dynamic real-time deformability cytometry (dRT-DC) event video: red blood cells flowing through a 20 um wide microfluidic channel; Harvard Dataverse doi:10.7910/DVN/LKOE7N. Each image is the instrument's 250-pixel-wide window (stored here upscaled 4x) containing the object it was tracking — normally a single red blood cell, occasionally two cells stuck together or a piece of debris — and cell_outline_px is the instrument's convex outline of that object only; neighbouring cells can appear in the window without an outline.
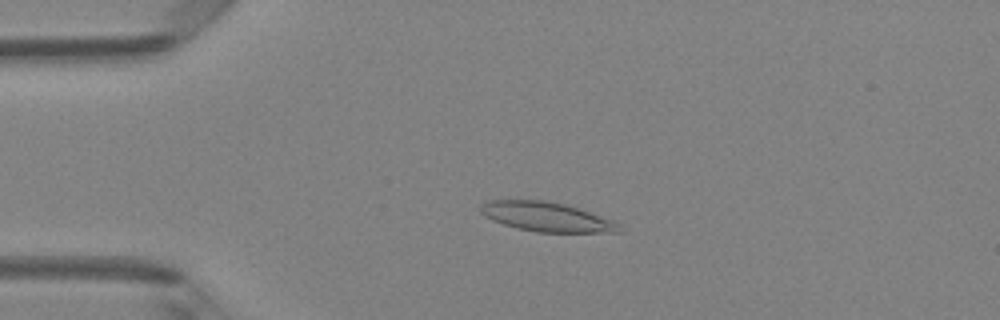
{"species": "Egyptian fruit bat (a non-hibernating species)", "species_latin": "Rousettus aegyptiacus", "temperature_condition": "room temperature", "stored_images_in_passage": 48, "camera_frame_rate_fps": 3000, "um_per_image_px": 0.085, "animal": {"sex": "female"}, "frame": {"image": 1, "passage_image": 11, "time_ms": 3.333, "image_size_px": [1000, 320], "cell_outline_px": [[624, 232], [536, 232], [516, 228], [492, 220], [484, 216], [480, 212], [480, 204], [488, 200], [548, 200], [564, 204], [612, 220], [620, 224]], "centroid_in_image_um": [46.43, 18.43], "position_along_channel_um": 38.6, "area_um2": 23.7}}
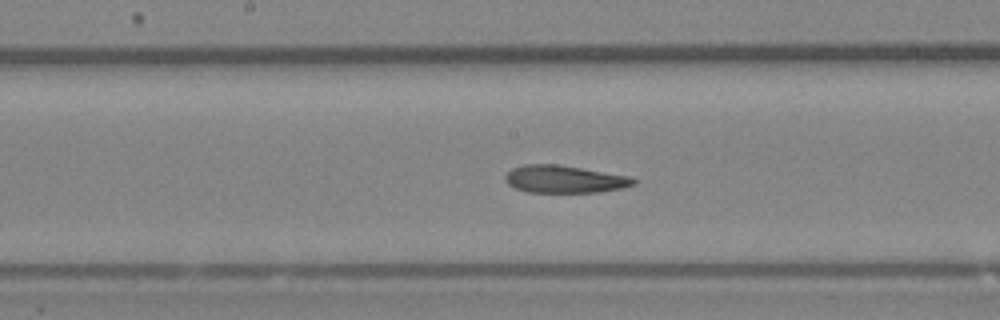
{"frame": {"image": 2, "passage_image": 25, "time_ms": 8.0, "image_size_px": [1000, 320], "cell_outline_px": [[636, 184], [620, 188], [600, 192], [528, 192], [516, 188], [508, 184], [504, 180], [504, 176], [512, 168], [524, 164], [556, 164], [632, 176], [636, 180]], "centroid_in_image_um": [47.98, 15.22], "position_along_channel_um": 200.2, "area_um2": 20.58}}
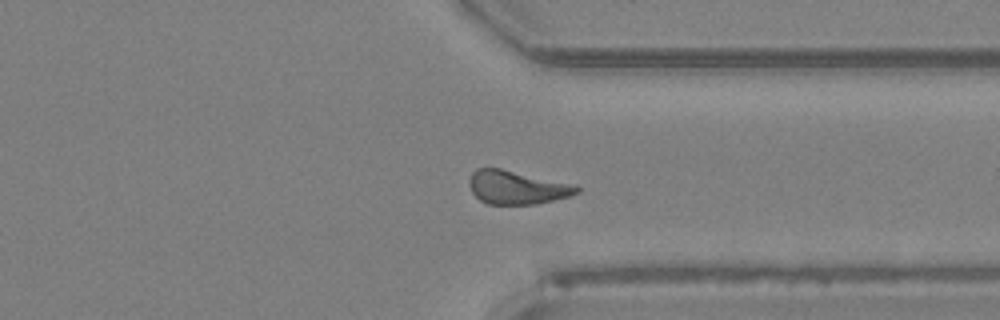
{"frame": {"image": 3, "passage_image": 37, "time_ms": 12.0, "image_size_px": [1000, 320], "cell_outline_px": [[580, 192], [568, 196], [536, 204], [488, 204], [480, 200], [472, 192], [468, 180], [472, 172], [476, 168], [500, 168], [576, 184], [580, 188]], "centroid_in_image_um": [43.94, 15.92], "position_along_channel_um": 367.5, "area_um2": 21.04}, "authors_computed_cell_mechanics": {"area_um2": 21.386, "velocity_mm_per_s": 4.1726, "shape_relaxation_time_tau1_ms": 7.1871, "shape_relaxation_time_tau2_ms": 3.7491, "deformation_change_tau1": 0.1864, "deformation_change_tau2": 0.1298}}